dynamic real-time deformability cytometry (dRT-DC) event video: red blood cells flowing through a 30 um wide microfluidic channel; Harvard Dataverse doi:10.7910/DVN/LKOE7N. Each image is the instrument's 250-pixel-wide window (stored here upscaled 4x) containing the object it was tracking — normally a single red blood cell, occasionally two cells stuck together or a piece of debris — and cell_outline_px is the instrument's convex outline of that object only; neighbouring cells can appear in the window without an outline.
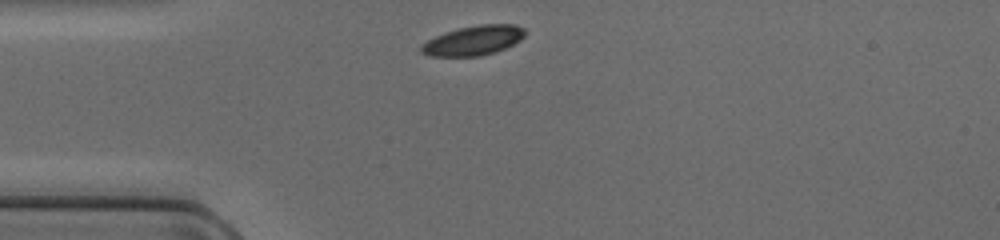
{"species": "common noctule bat (a hibernating species)", "species_latin": "Nyctalus noctula", "temperature_condition": "cold", "stored_images_in_passage": 37, "camera_frame_rate_fps": 3000, "um_per_image_px": 0.085, "animal": {"sex": "female", "body_mass_g": 17.0, "forearm_length_mm": 48.0}, "frame": {"image": 1, "passage_image": 1, "time_ms": 0.0, "image_size_px": [1000, 240], "cell_outline_px": [[524, 36], [520, 40], [496, 52], [480, 56], [428, 56], [420, 52], [420, 44], [436, 36], [460, 28], [480, 24], [512, 24], [524, 28]], "centroid_in_image_um": [40.22, 3.45], "position_along_channel_um": 44.8, "area_um2": 17.74}}
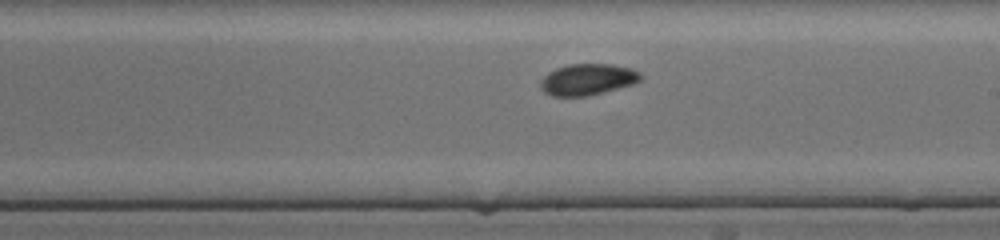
{"frame": {"image": 2, "passage_image": 16, "time_ms": 5.0, "image_size_px": [1000, 240], "cell_outline_px": [[640, 80], [632, 84], [588, 96], [552, 96], [544, 92], [540, 88], [540, 80], [548, 72], [556, 68], [568, 64], [612, 64], [632, 68], [640, 72]], "centroid_in_image_um": [49.91, 6.75], "position_along_channel_um": 239.1, "area_um2": 18.26}}
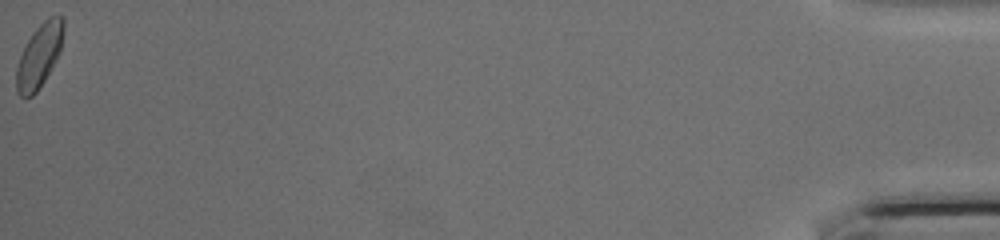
{"frame": {"image": 3, "passage_image": 37, "time_ms": 12.0, "image_size_px": [1000, 240], "cell_outline_px": [[64, 28], [60, 52], [56, 60], [44, 80], [36, 92], [32, 96], [24, 100], [16, 92], [16, 68], [20, 56], [28, 40], [36, 28], [48, 16], [56, 12], [64, 20]], "centroid_in_image_um": [3.34, 4.73], "position_along_channel_um": 431.9, "area_um2": 17.57}}